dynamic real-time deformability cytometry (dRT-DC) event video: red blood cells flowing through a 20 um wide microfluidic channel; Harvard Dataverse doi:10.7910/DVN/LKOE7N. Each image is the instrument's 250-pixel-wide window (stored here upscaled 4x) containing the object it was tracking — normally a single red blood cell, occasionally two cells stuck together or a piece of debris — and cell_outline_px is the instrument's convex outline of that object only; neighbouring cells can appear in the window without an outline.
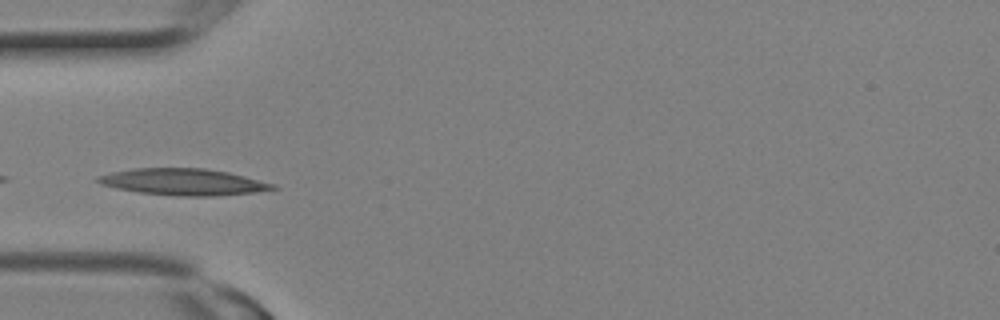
{"species": "Egyptian fruit bat (a non-hibernating species)", "species_latin": "Rousettus aegyptiacus", "temperature_condition": "room temperature", "stored_images_in_passage": 2, "camera_frame_rate_fps": 3000, "um_per_image_px": 0.085, "animal": {"sex": "female"}, "frame": {"image": 1, "passage_image": 1, "time_ms": 0.0, "image_size_px": [1000, 320], "cell_outline_px": [[280, 188], [256, 192], [216, 196], [180, 196], [140, 192], [116, 188], [100, 184], [96, 180], [96, 176], [112, 172], [132, 168], [204, 168], [228, 172], [276, 184]], "centroid_in_image_um": [15.6, 15.46], "position_along_channel_um": 69.4, "area_um2": 27.11}}